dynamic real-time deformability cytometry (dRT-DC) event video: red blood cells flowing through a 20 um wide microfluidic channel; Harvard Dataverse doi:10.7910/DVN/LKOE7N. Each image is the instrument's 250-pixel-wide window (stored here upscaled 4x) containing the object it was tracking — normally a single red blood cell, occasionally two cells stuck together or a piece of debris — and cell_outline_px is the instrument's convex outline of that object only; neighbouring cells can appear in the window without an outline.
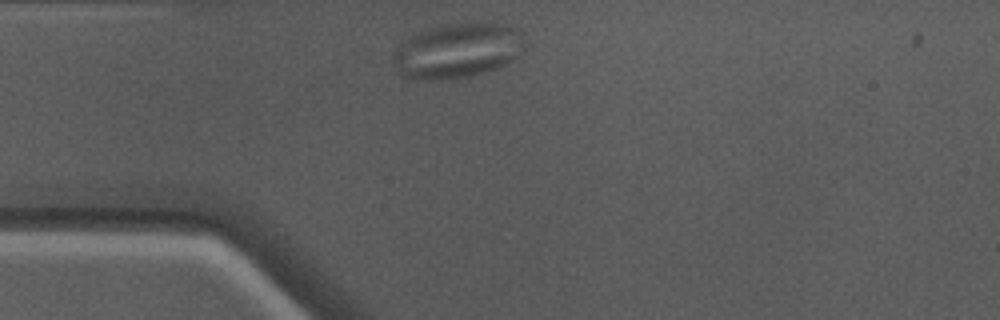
{"species": "Egyptian fruit bat (a non-hibernating species)", "species_latin": "Rousettus aegyptiacus", "temperature_condition": "warm", "stored_images_in_passage": 13, "camera_frame_rate_fps": 3000, "um_per_image_px": 0.085, "animal": {"sex": "male"}, "frame": {"image": 1, "passage_image": 1, "time_ms": 0.0, "image_size_px": [1000, 320], "cell_outline_px": [[528, 48], [504, 64], [496, 68], [464, 76], [428, 80], [420, 80], [400, 76], [392, 60], [392, 56], [400, 44], [416, 32], [448, 24], [480, 20], [504, 24], [516, 28], [524, 36], [528, 44]], "centroid_in_image_um": [38.92, 4.26], "position_along_channel_um": 46.1, "area_um2": 42.37}}
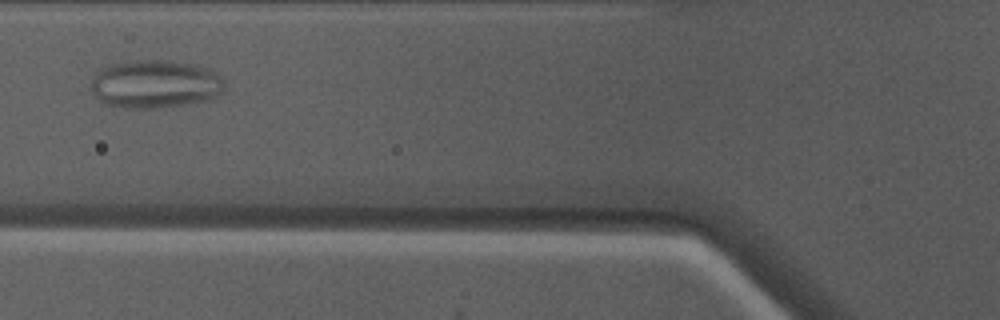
{"frame": {"image": 2, "passage_image": 7, "time_ms": 2.0, "image_size_px": [1000, 320], "cell_outline_px": [[224, 88], [212, 100], [160, 108], [120, 108], [104, 104], [92, 92], [92, 80], [96, 72], [112, 64], [136, 60], [172, 60], [192, 64], [208, 68], [216, 72], [224, 80]], "centroid_in_image_um": [13.21, 7.15], "position_along_channel_um": 112.6, "area_um2": 37.74}}